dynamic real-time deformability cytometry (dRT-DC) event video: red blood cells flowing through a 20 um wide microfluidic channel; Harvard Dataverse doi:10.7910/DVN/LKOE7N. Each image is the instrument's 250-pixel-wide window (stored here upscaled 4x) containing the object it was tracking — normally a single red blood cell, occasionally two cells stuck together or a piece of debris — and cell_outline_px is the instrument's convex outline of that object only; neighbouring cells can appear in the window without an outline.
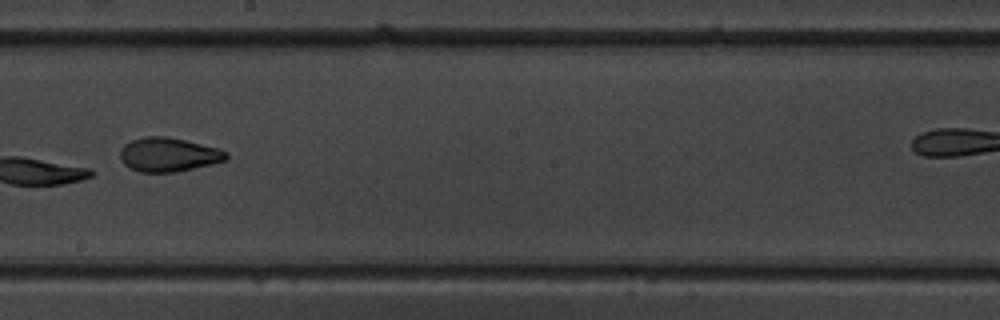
{"species": "common noctule bat (a hibernating species)", "species_latin": "Nyctalus noctula", "temperature_condition": "warm", "stored_images_in_passage": 14, "camera_frame_rate_fps": 3000, "um_per_image_px": 0.085, "animal": {"sex": "male", "body_mass_g": 19.5, "forearm_length_mm": 54.6}, "frame": {"image": 1, "passage_image": 10, "time_ms": 10.0, "image_size_px": [1000, 320], "cell_outline_px": [[228, 160], [212, 164], [176, 172], [140, 172], [128, 168], [120, 160], [120, 148], [124, 144], [132, 140], [144, 136], [168, 136], [220, 148], [228, 152]], "centroid_in_image_um": [14.32, 13.14], "position_along_channel_um": 233.9, "area_um2": 21.39}}